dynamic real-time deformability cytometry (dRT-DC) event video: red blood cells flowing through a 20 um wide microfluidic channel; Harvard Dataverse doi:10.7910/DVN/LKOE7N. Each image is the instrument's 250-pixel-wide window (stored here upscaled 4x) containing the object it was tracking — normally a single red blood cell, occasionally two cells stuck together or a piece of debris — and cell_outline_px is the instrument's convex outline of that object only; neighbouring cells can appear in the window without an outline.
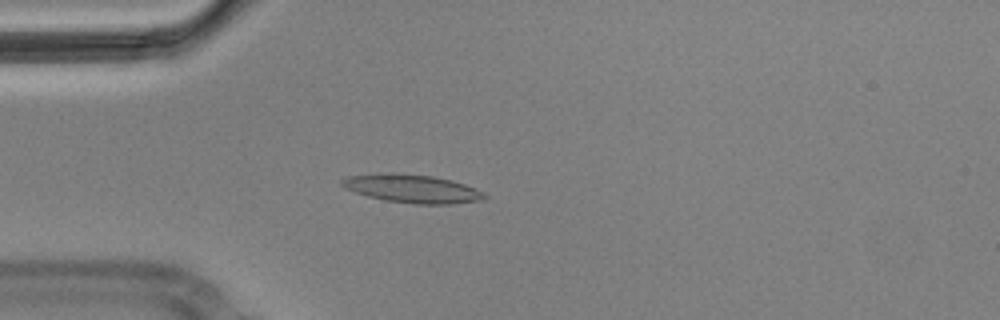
{"species": "Egyptian fruit bat (a non-hibernating species)", "species_latin": "Rousettus aegyptiacus", "temperature_condition": "cold", "stored_images_in_passage": 1, "camera_frame_rate_fps": 3000, "um_per_image_px": 0.085, "animal": {"sex": "male"}, "frame": {"image": 1, "passage_image": 1, "time_ms": 0.0, "image_size_px": [1000, 320], "cell_outline_px": [[488, 196], [484, 200], [452, 204], [416, 204], [384, 200], [368, 196], [344, 188], [340, 184], [340, 180], [348, 176], [380, 172], [396, 172], [432, 176], [452, 180], [464, 184], [484, 192]], "centroid_in_image_um": [35.02, 16.02], "position_along_channel_um": 50.0, "area_um2": 23.81}}